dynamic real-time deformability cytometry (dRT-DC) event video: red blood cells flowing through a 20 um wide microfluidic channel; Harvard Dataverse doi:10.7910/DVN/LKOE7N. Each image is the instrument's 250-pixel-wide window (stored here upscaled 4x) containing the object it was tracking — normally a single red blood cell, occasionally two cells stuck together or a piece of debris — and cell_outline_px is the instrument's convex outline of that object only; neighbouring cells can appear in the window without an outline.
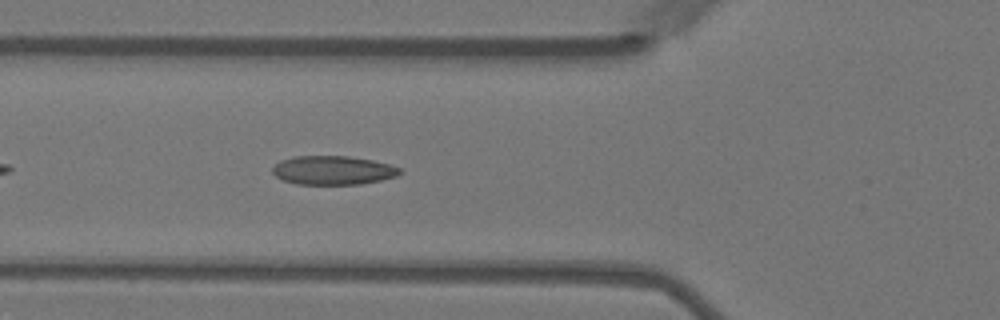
{"species": "Egyptian fruit bat (a non-hibernating species)", "species_latin": "Rousettus aegyptiacus", "temperature_condition": "warm", "stored_images_in_passage": 39, "camera_frame_rate_fps": 3000, "um_per_image_px": 0.085, "animal": {"sex": "female"}, "frame": {"image": 1, "passage_image": 7, "time_ms": 2.0, "image_size_px": [1000, 320], "cell_outline_px": [[404, 172], [396, 176], [380, 180], [360, 184], [296, 184], [284, 180], [276, 176], [272, 172], [272, 168], [280, 160], [292, 156], [348, 156], [372, 160], [388, 164], [400, 168]], "centroid_in_image_um": [28.3, 14.47], "position_along_channel_um": 97.5, "area_um2": 21.39}}
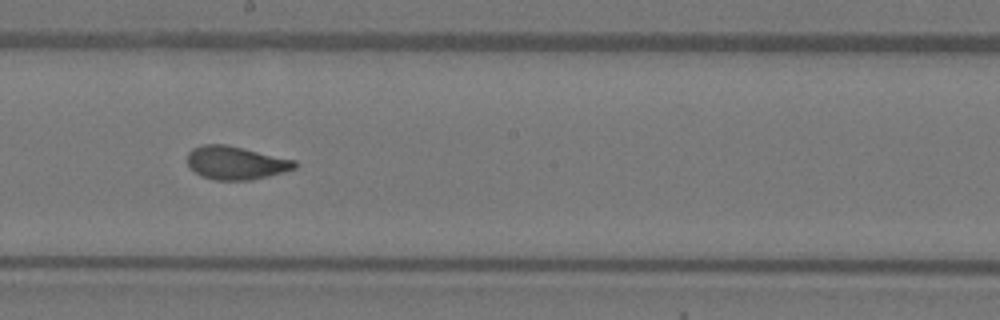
{"frame": {"image": 2, "passage_image": 18, "time_ms": 5.667, "image_size_px": [1000, 320], "cell_outline_px": [[300, 164], [296, 168], [268, 176], [252, 180], [216, 180], [200, 176], [188, 164], [188, 152], [192, 148], [204, 144], [224, 144], [296, 160]], "centroid_in_image_um": [20.06, 13.84], "position_along_channel_um": 228.1, "area_um2": 20.75}}
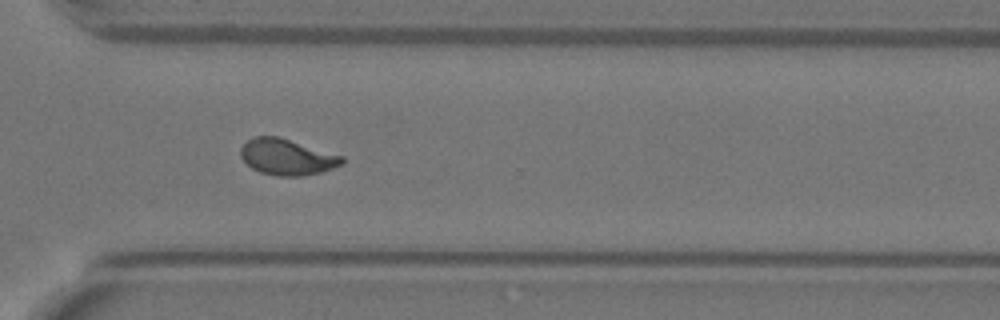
{"frame": {"image": 3, "passage_image": 28, "time_ms": 9.0, "image_size_px": [1000, 320], "cell_outline_px": [[344, 164], [320, 172], [300, 176], [276, 176], [260, 172], [252, 168], [240, 156], [240, 148], [252, 136], [276, 136], [344, 156]], "centroid_in_image_um": [24.39, 13.35], "position_along_channel_um": 346.2, "area_um2": 21.15}, "authors_computed_cell_mechanics": {"area_um2": 21.2704, "velocity_mm_per_s": 3.5595, "shape_relaxation_time_tau1_ms": 6.3292, "shape_relaxation_time_tau2_ms": 1.0929, "deformation_change_tau1": 0.1914, "deformation_change_tau2": 0.0567}}